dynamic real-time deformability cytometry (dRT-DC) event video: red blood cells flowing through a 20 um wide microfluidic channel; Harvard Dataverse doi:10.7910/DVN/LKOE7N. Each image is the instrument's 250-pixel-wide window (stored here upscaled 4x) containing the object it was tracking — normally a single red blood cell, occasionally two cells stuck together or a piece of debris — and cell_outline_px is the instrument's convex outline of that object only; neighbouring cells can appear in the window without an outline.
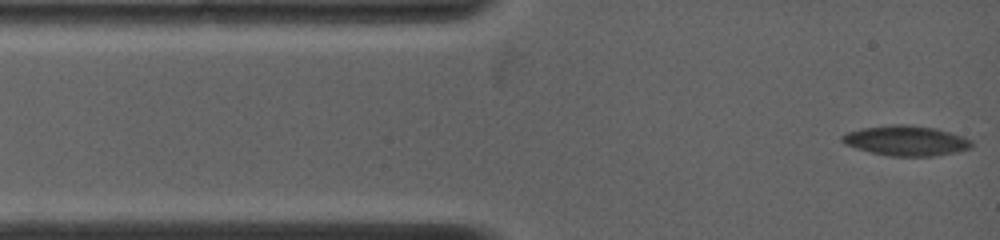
{"species": "common noctule bat (a hibernating species)", "species_latin": "Nyctalus noctula", "temperature_condition": "warm", "stored_images_in_passage": 90, "camera_frame_rate_fps": 5000, "um_per_image_px": 0.085, "animal": {"sex": "female", "body_mass_g": 19.0, "forearm_length_mm": 53.3}, "frame": {"image": 1, "passage_image": 1, "time_ms": 0.0, "image_size_px": [1000, 240], "cell_outline_px": [[972, 148], [956, 152], [932, 156], [892, 156], [872, 152], [856, 148], [844, 144], [840, 140], [840, 136], [848, 132], [860, 128], [892, 124], [908, 124], [936, 128], [964, 136], [972, 140]], "centroid_in_image_um": [77.02, 11.94], "position_along_channel_um": 8.0, "area_um2": 22.83}}
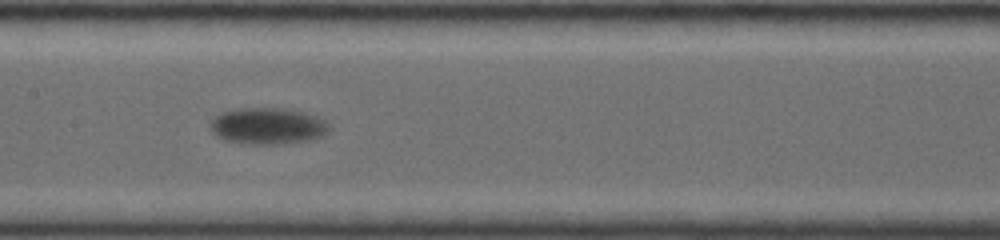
{"frame": {"image": 2, "passage_image": 32, "time_ms": 6.2, "image_size_px": [1000, 240], "cell_outline_px": [[328, 128], [324, 136], [308, 140], [264, 144], [252, 144], [228, 140], [216, 136], [212, 132], [212, 120], [220, 112], [236, 108], [284, 108], [304, 112], [316, 116], [324, 120]], "centroid_in_image_um": [22.74, 10.68], "position_along_channel_um": 184.7, "area_um2": 24.8}}
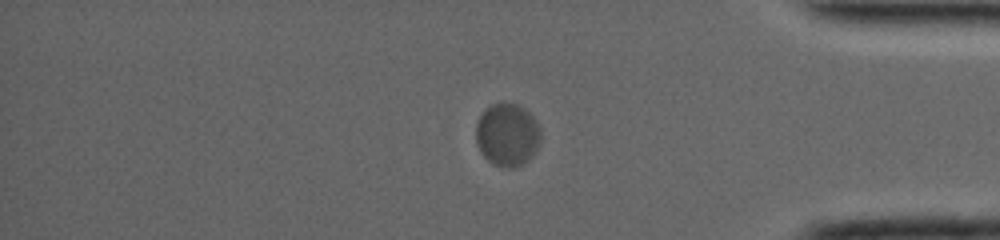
{"frame": {"image": 3, "passage_image": 64, "time_ms": 12.6, "image_size_px": [1000, 240], "cell_outline_px": [[540, 144], [532, 156], [524, 164], [512, 168], [508, 168], [492, 164], [480, 152], [476, 140], [476, 124], [480, 116], [492, 104], [500, 100], [504, 100], [516, 104], [524, 108], [540, 124]], "centroid_in_image_um": [43.14, 11.44], "position_along_channel_um": 392.1, "area_um2": 24.1}, "authors_computed_cell_mechanics": {"area_um2": 23.6113, "velocity_mm_per_s": 3.6013, "shape_relaxation_time_tau1_ms": 2.0177, "shape_relaxation_time_tau2_ms": null, "deformation_change_tau1": 0.0904, "deformation_change_tau2": null}}